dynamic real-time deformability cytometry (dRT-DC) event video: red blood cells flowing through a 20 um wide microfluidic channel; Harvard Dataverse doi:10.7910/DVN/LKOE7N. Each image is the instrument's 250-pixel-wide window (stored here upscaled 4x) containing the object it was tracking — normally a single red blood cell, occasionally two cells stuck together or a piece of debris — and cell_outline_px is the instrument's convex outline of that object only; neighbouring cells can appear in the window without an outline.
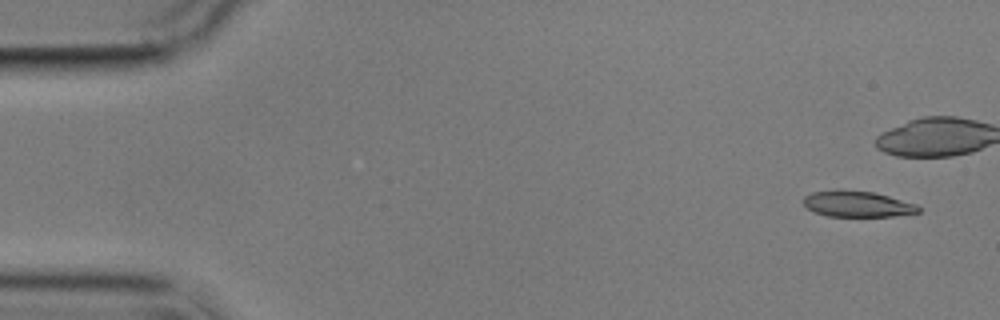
{"species": "common noctule bat (a hibernating species)", "species_latin": "Nyctalus noctula", "temperature_condition": "cold", "stored_images_in_passage": 10, "camera_frame_rate_fps": 3000, "um_per_image_px": 0.085, "animal": {"sex": "male", "body_mass_g": 17.9}, "frame": {"image": 1, "passage_image": 1, "time_ms": 0.0, "image_size_px": [1000, 320], "cell_outline_px": [[920, 212], [892, 216], [828, 216], [816, 212], [808, 208], [804, 204], [804, 196], [812, 192], [836, 188], [872, 192], [888, 196], [916, 204], [920, 208]], "centroid_in_image_um": [72.84, 17.32], "position_along_channel_um": 12.2, "area_um2": 17.4}}